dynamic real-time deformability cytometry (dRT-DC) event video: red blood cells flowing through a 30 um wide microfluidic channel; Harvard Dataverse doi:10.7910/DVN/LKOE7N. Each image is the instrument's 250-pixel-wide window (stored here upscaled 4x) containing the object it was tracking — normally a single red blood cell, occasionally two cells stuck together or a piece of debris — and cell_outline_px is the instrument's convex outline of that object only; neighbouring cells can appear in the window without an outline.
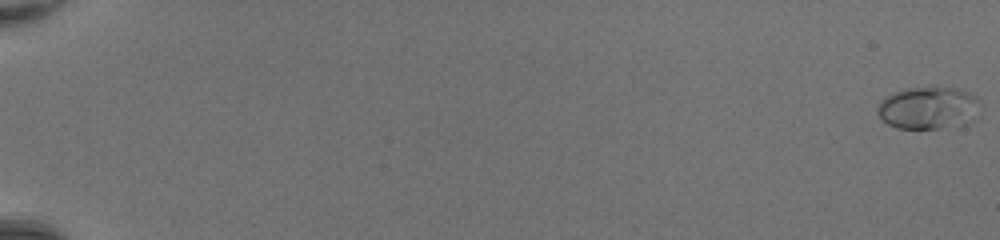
{"species": "common noctule bat (a hibernating species)", "species_latin": "Nyctalus noctula", "temperature_condition": "room temperature", "stored_images_in_passage": 50, "camera_frame_rate_fps": 3000, "um_per_image_px": 0.085, "animal": {"sex": "female", "body_mass_g": 20.0, "forearm_length_mm": 54.0}, "frame": {"image": 1, "passage_image": 1, "time_ms": 0.0, "image_size_px": [1000, 240], "cell_outline_px": [[980, 100], [972, 120], [964, 124], [940, 128], [896, 128], [888, 124], [876, 112], [876, 108], [888, 96], [896, 92], [908, 88], [956, 88], [968, 92], [976, 96]], "centroid_in_image_um": [78.91, 9.18], "position_along_channel_um": 6.1, "area_um2": 24.8}}
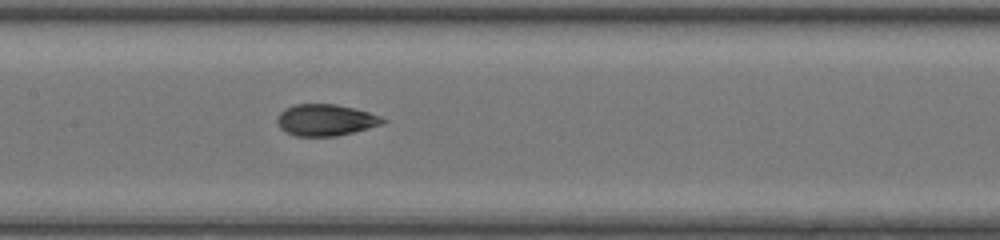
{"frame": {"image": 2, "passage_image": 28, "time_ms": 9.0, "image_size_px": [1000, 240], "cell_outline_px": [[388, 120], [384, 124], [336, 136], [296, 136], [280, 128], [276, 120], [276, 116], [284, 108], [296, 104], [336, 104], [368, 112], [380, 116]], "centroid_in_image_um": [27.66, 10.19], "position_along_channel_um": 179.7, "area_um2": 19.36}}
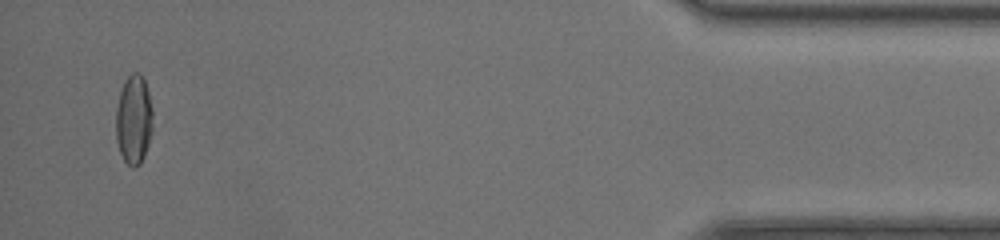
{"frame": {"image": 3, "passage_image": 49, "time_ms": 16.0, "image_size_px": [1000, 240], "cell_outline_px": [[152, 132], [144, 156], [140, 164], [136, 168], [132, 168], [124, 160], [120, 152], [116, 140], [116, 108], [120, 92], [124, 80], [132, 72], [140, 72], [144, 76], [148, 92], [152, 112]], "centroid_in_image_um": [11.37, 10.15], "position_along_channel_um": 423.8, "area_um2": 19.36}, "authors_computed_cell_mechanics": {"area_um2": 19.5942, "velocity_mm_per_s": 4.407, "shape_relaxation_time_tau1_ms": 5.187, "shape_relaxation_time_tau2_ms": 0.927, "deformation_change_tau1": 0.2009, "deformation_change_tau2": 0.0621}}